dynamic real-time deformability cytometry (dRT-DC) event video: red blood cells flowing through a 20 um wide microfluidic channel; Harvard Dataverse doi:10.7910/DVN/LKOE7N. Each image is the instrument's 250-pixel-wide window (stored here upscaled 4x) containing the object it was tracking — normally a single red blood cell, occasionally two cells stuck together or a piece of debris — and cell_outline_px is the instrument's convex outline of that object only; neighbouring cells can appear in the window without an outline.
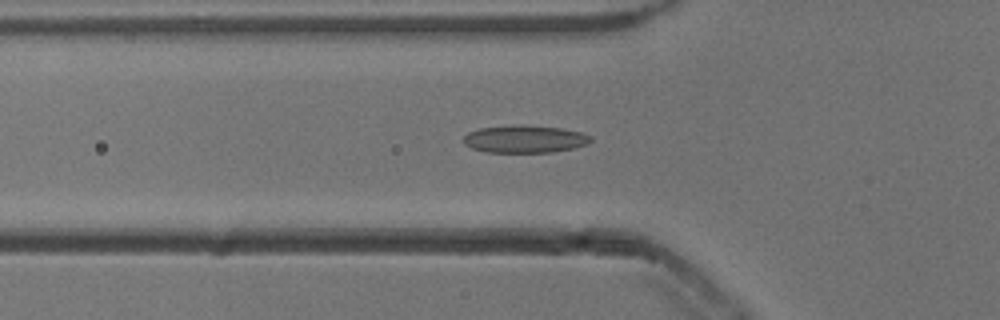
{"species": "common noctule bat (a hibernating species)", "species_latin": "Nyctalus noctula", "temperature_condition": "cold", "stored_images_in_passage": 34, "camera_frame_rate_fps": 3000, "um_per_image_px": 0.085, "animal": {"sex": "male", "body_mass_g": 13.3}, "frame": {"image": 1, "passage_image": 6, "time_ms": 1.667, "image_size_px": [1000, 320], "cell_outline_px": [[592, 140], [588, 144], [572, 148], [552, 152], [488, 152], [472, 148], [464, 144], [464, 136], [468, 132], [480, 128], [520, 124], [560, 128], [580, 132], [592, 136]], "centroid_in_image_um": [44.61, 11.81], "position_along_channel_um": 81.2, "area_um2": 20.35}}
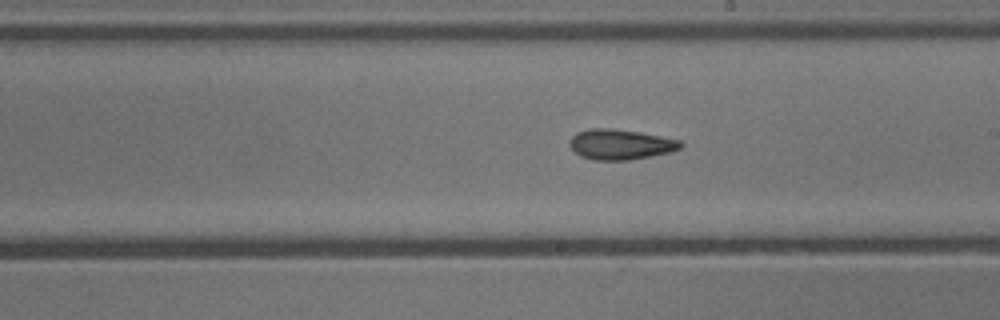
{"frame": {"image": 2, "passage_image": 18, "time_ms": 5.667, "image_size_px": [1000, 320], "cell_outline_px": [[684, 144], [680, 148], [672, 152], [628, 160], [596, 160], [580, 156], [568, 144], [568, 140], [576, 132], [588, 128], [612, 128], [640, 132], [680, 140]], "centroid_in_image_um": [52.72, 12.26], "position_along_channel_um": 236.3, "area_um2": 19.71}}
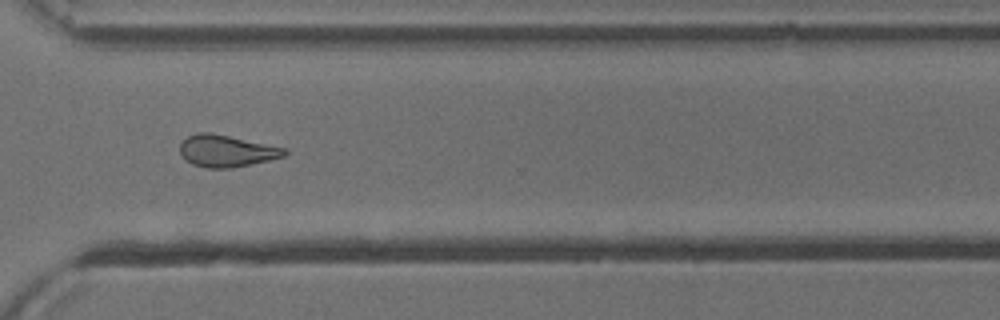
{"frame": {"image": 3, "passage_image": 27, "time_ms": 8.667, "image_size_px": [1000, 320], "cell_outline_px": [[288, 152], [284, 156], [268, 160], [232, 168], [208, 168], [192, 164], [184, 160], [180, 152], [180, 144], [188, 136], [196, 132], [212, 132], [288, 148]], "centroid_in_image_um": [19.25, 12.82], "position_along_channel_um": 351.4, "area_um2": 19.59}, "authors_computed_cell_mechanics": {"area_um2": 19.3052, "velocity_mm_per_s": 3.8513, "shape_relaxation_time_tau1_ms": 8.8737, "shape_relaxation_time_tau2_ms": 2.9692, "deformation_change_tau1": 0.1955, "deformation_change_tau2": 0.1143}}